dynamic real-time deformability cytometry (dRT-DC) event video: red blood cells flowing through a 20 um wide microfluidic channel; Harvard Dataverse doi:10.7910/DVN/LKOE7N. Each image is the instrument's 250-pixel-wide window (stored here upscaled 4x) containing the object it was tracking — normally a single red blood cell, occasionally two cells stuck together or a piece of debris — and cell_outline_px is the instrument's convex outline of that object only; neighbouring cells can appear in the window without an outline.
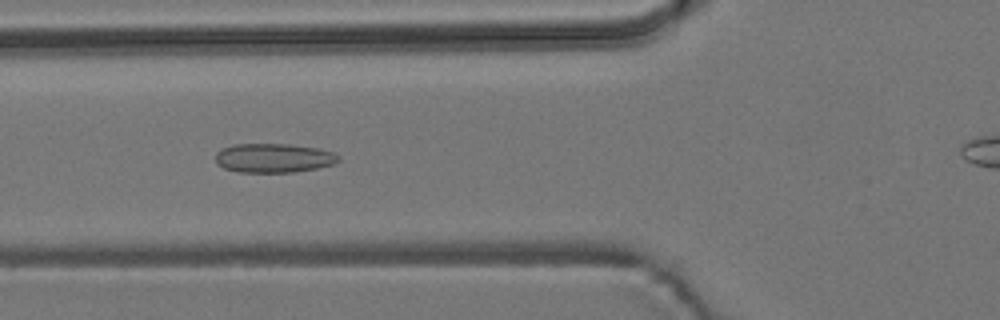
{"species": "common noctule bat (a hibernating species)", "species_latin": "Nyctalus noctula", "temperature_condition": "room temperature", "stored_images_in_passage": 7, "camera_frame_rate_fps": 3000, "um_per_image_px": 0.085, "animal": {"sex": "male", "body_mass_g": 19.2, "forearm_length_mm": 51.8}, "frame": {"image": 1, "passage_image": 3, "time_ms": 3.333, "image_size_px": [1000, 320], "cell_outline_px": [[340, 160], [332, 164], [316, 168], [292, 172], [240, 172], [224, 168], [216, 164], [216, 152], [224, 148], [236, 144], [288, 144], [320, 148], [332, 152], [340, 156]], "centroid_in_image_um": [23.26, 13.43], "position_along_channel_um": 102.5, "area_um2": 20.81}}
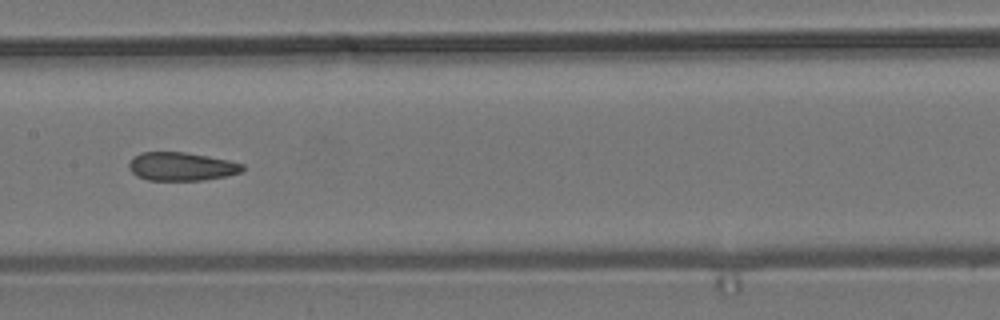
{"frame": {"image": 2, "passage_image": 5, "time_ms": 5.667, "image_size_px": [1000, 320], "cell_outline_px": [[244, 168], [240, 172], [224, 176], [204, 180], [148, 180], [136, 176], [128, 168], [128, 164], [132, 156], [140, 152], [184, 152], [208, 156], [228, 160], [244, 164]], "centroid_in_image_um": [15.37, 14.14], "position_along_channel_um": 192.0, "area_um2": 18.84}}
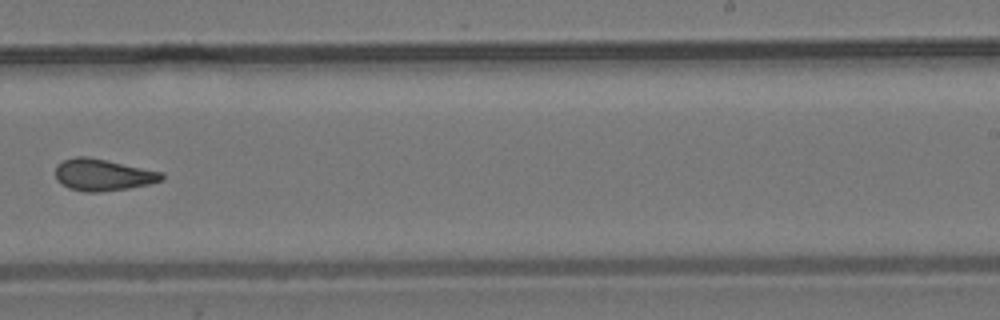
{"frame": {"image": 3, "passage_image": 7, "time_ms": 8.0, "image_size_px": [1000, 320], "cell_outline_px": [[164, 180], [148, 184], [128, 188], [100, 192], [84, 192], [68, 188], [56, 180], [56, 164], [64, 160], [76, 156], [88, 156], [164, 172]], "centroid_in_image_um": [8.74, 14.86], "position_along_channel_um": 280.3, "area_um2": 19.83}}